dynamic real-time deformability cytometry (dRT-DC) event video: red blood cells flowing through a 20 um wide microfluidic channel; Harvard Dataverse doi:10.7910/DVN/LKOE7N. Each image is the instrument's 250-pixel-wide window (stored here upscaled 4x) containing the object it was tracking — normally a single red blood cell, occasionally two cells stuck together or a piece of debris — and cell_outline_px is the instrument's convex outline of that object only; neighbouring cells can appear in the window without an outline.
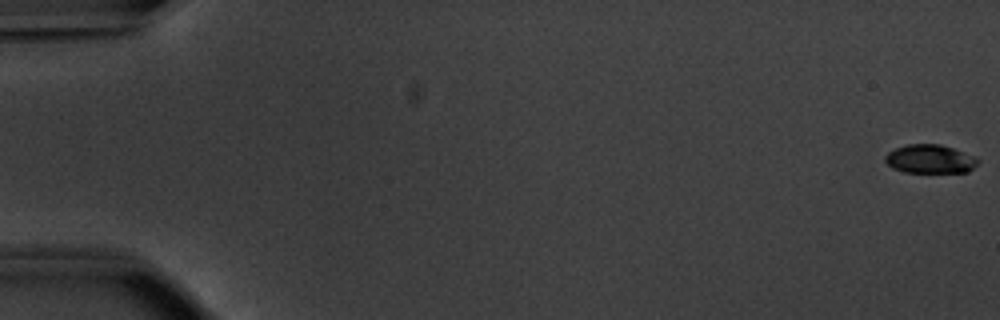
{"species": "common noctule bat (a hibernating species)", "species_latin": "Nyctalus noctula", "temperature_condition": "warm", "stored_images_in_passage": 54, "camera_frame_rate_fps": 3000, "um_per_image_px": 0.085, "animal": {"sex": "male", "body_mass_g": 20.1, "forearm_length_mm": 53.5}, "frame": {"image": 1, "passage_image": 1, "time_ms": 0.0, "image_size_px": [1000, 320], "cell_outline_px": [[980, 160], [968, 172], [904, 172], [892, 168], [884, 160], [884, 156], [888, 152], [896, 148], [908, 144], [940, 144], [976, 156]], "centroid_in_image_um": [79.05, 13.51], "position_along_channel_um": 6.0, "area_um2": 15.49}}
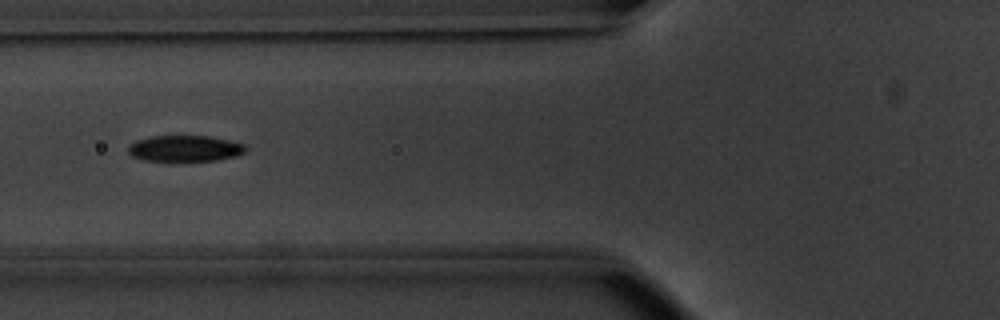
{"frame": {"image": 2, "passage_image": 22, "time_ms": 7.0, "image_size_px": [1000, 320], "cell_outline_px": [[248, 148], [244, 152], [236, 156], [216, 160], [144, 160], [132, 156], [128, 152], [128, 148], [136, 140], [152, 136], [208, 136], [228, 140], [244, 144]], "centroid_in_image_um": [15.73, 12.61], "position_along_channel_um": 110.1, "area_um2": 17.57}}
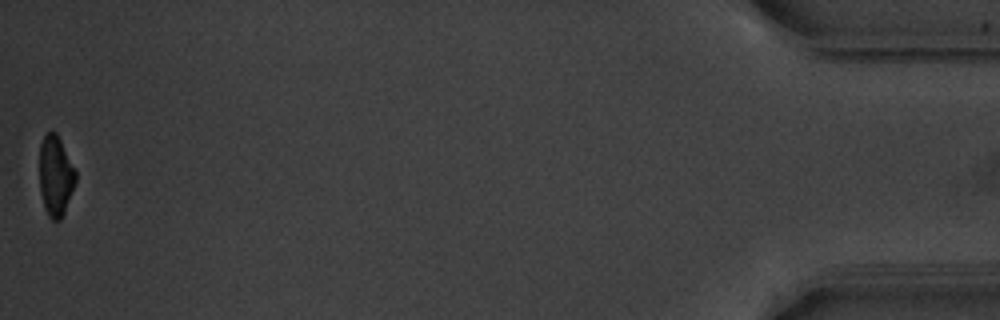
{"frame": {"image": 3, "passage_image": 54, "time_ms": 17.667, "image_size_px": [1000, 320], "cell_outline_px": [[76, 180], [64, 212], [60, 220], [52, 220], [48, 216], [44, 208], [40, 192], [40, 144], [44, 136], [48, 132], [56, 132], [76, 172]], "centroid_in_image_um": [4.71, 14.97], "position_along_channel_um": 430.5, "area_um2": 16.65}, "authors_computed_cell_mechanics": {"area_um2": 17.9758, "velocity_mm_per_s": 3.8568, "shape_relaxation_time_tau1_ms": 2.0733, "shape_relaxation_time_tau2_ms": 4.8695, "deformation_change_tau1": 0.1269, "deformation_change_tau2": 0.0857}}